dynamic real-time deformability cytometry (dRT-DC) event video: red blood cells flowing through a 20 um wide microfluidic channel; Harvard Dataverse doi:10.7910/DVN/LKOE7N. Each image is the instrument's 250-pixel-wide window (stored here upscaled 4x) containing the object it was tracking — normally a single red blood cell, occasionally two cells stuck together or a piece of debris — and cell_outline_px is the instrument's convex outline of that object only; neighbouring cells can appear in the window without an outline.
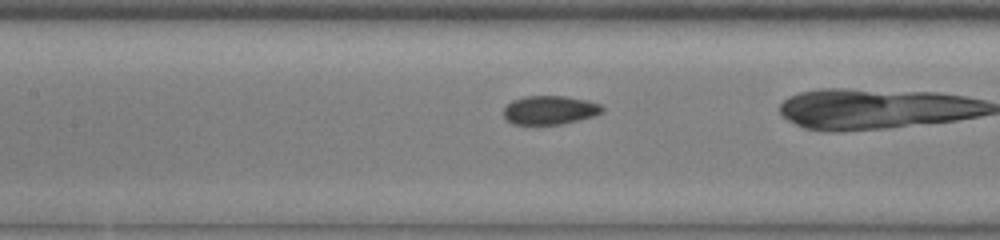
{"species": "common noctule bat (a hibernating species)", "species_latin": "Nyctalus noctula", "temperature_condition": "cold", "stored_images_in_passage": 35, "camera_frame_rate_fps": 3000, "um_per_image_px": 0.085, "animal": {"sex": "male", "body_mass_g": 13.0, "forearm_length_mm": 53.1}, "frame": {"image": 1, "passage_image": 20, "time_ms": 6.333, "image_size_px": [1000, 240], "cell_outline_px": [[604, 112], [596, 116], [560, 124], [512, 124], [504, 116], [504, 108], [512, 100], [524, 96], [564, 96], [588, 100], [600, 104], [604, 108]], "centroid_in_image_um": [46.77, 9.35], "position_along_channel_um": 160.6, "area_um2": 16.59}}